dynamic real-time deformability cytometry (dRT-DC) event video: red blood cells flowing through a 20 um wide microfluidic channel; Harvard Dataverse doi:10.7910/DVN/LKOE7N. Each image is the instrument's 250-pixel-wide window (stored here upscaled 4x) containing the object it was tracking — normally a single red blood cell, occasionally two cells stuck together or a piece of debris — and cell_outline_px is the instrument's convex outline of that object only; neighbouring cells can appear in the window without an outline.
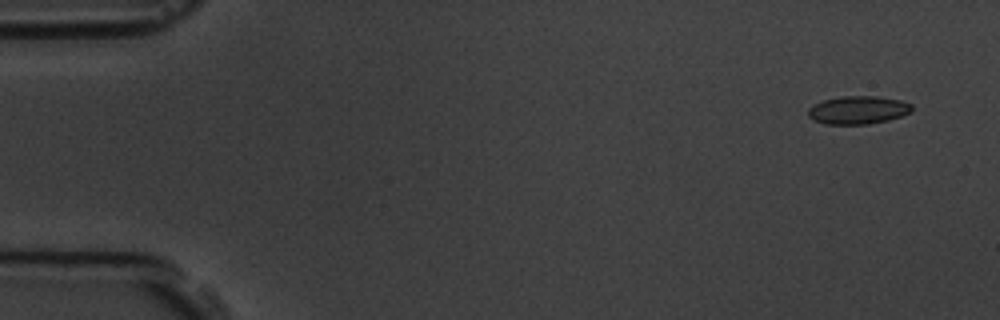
{"species": "common noctule bat (a hibernating species)", "species_latin": "Nyctalus noctula", "temperature_condition": "room temperature", "stored_images_in_passage": 5, "camera_frame_rate_fps": 3000, "um_per_image_px": 0.085, "animal": {"sex": "male", "body_mass_g": 19.5, "forearm_length_mm": 54.6}, "frame": {"image": 1, "passage_image": 1, "time_ms": 0.0, "image_size_px": [1000, 320], "cell_outline_px": [[912, 112], [888, 120], [868, 124], [824, 124], [808, 116], [808, 108], [812, 104], [820, 100], [840, 96], [876, 96], [900, 100], [912, 104]], "centroid_in_image_um": [72.91, 9.34], "position_along_channel_um": 12.1, "area_um2": 17.11}}